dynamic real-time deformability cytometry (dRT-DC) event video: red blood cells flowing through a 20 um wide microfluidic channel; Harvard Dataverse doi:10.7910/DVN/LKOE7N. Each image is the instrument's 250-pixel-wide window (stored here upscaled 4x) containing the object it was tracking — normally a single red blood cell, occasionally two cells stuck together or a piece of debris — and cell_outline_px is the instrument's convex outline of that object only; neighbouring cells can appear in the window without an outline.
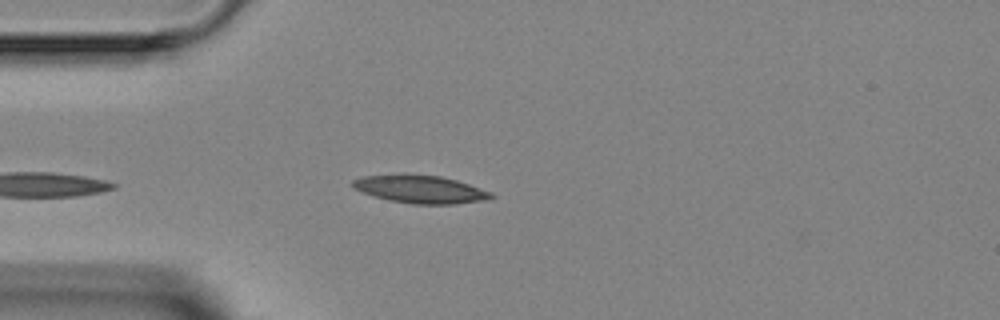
{"species": "Egyptian fruit bat (a non-hibernating species)", "species_latin": "Rousettus aegyptiacus", "temperature_condition": "room temperature", "stored_images_in_passage": 4, "camera_frame_rate_fps": 3000, "um_per_image_px": 0.085, "animal": {"sex": "female"}, "frame": {"image": 1, "passage_image": 4, "time_ms": 3.667, "image_size_px": [1000, 320], "cell_outline_px": [[496, 196], [480, 200], [456, 204], [412, 204], [388, 200], [352, 188], [352, 180], [360, 176], [404, 172], [440, 176], [456, 180], [492, 192]], "centroid_in_image_um": [35.66, 16.05], "position_along_channel_um": 49.3, "area_um2": 22.83}}